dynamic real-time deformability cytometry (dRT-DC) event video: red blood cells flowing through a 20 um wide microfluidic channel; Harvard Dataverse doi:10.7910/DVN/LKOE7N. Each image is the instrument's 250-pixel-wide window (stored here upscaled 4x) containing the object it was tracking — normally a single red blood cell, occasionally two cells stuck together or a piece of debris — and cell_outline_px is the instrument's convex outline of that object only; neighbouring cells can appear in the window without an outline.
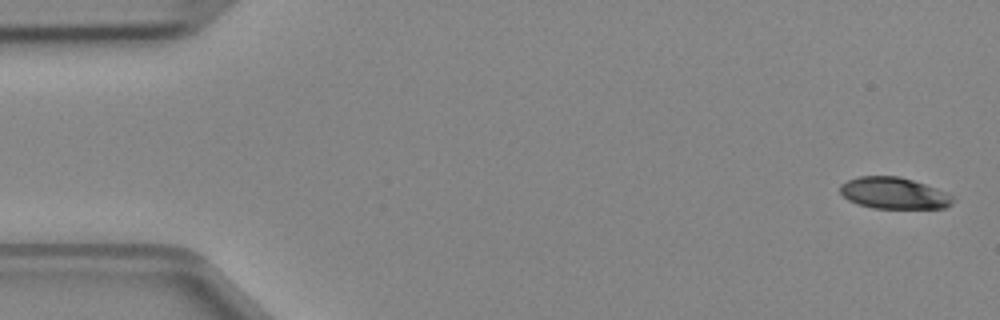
{"species": "Egyptian fruit bat (a non-hibernating species)", "species_latin": "Rousettus aegyptiacus", "temperature_condition": "cold", "stored_images_in_passage": 4, "camera_frame_rate_fps": 3000, "um_per_image_px": 0.085, "animal": {"sex": "female"}, "frame": {"image": 1, "passage_image": 1, "time_ms": 0.0, "image_size_px": [1000, 320], "cell_outline_px": [[952, 204], [944, 208], [872, 208], [856, 204], [848, 200], [840, 192], [840, 184], [848, 180], [860, 176], [900, 176], [948, 192], [952, 196]], "centroid_in_image_um": [75.96, 16.42], "position_along_channel_um": 9.0, "area_um2": 20.69}}
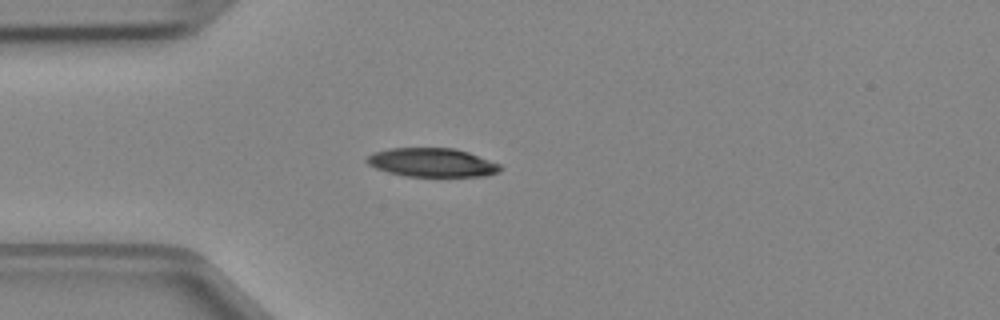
{"frame": {"image": 2, "passage_image": 4, "time_ms": 1.0, "image_size_px": [1000, 320], "cell_outline_px": [[504, 168], [500, 172], [484, 176], [404, 176], [388, 172], [376, 168], [368, 164], [364, 160], [372, 152], [388, 148], [456, 148], [468, 152], [500, 164]], "centroid_in_image_um": [36.72, 13.81], "position_along_channel_um": 48.3, "area_um2": 22.48}}